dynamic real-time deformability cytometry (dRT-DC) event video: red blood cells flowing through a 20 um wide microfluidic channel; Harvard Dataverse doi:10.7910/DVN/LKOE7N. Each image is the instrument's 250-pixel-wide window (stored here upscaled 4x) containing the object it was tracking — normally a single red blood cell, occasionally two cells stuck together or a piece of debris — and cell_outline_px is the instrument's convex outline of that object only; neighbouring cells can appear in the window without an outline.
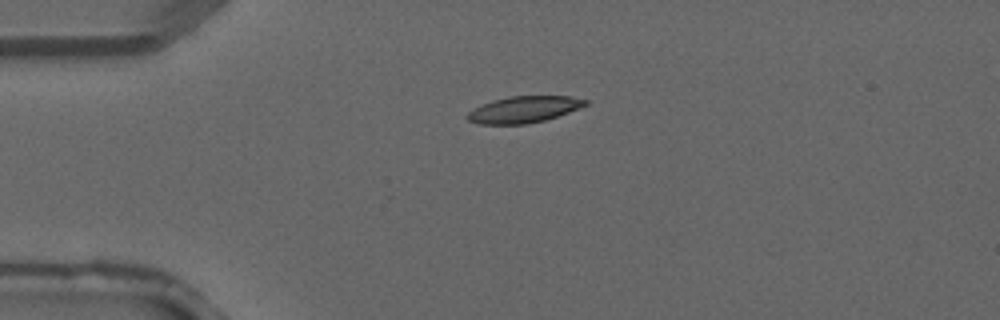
{"species": "common noctule bat (a hibernating species)", "species_latin": "Nyctalus noctula", "temperature_condition": "warm", "stored_images_in_passage": 5, "camera_frame_rate_fps": 3000, "um_per_image_px": 0.085, "animal": {"sex": "male", "forearm_length_mm": 52.5}, "frame": {"image": 1, "passage_image": 5, "time_ms": 1.333, "image_size_px": [1000, 320], "cell_outline_px": [[588, 104], [580, 108], [544, 120], [524, 124], [476, 124], [468, 120], [464, 116], [468, 112], [492, 100], [508, 96], [572, 96], [588, 100]], "centroid_in_image_um": [44.52, 9.3], "position_along_channel_um": 40.5, "area_um2": 18.15}}